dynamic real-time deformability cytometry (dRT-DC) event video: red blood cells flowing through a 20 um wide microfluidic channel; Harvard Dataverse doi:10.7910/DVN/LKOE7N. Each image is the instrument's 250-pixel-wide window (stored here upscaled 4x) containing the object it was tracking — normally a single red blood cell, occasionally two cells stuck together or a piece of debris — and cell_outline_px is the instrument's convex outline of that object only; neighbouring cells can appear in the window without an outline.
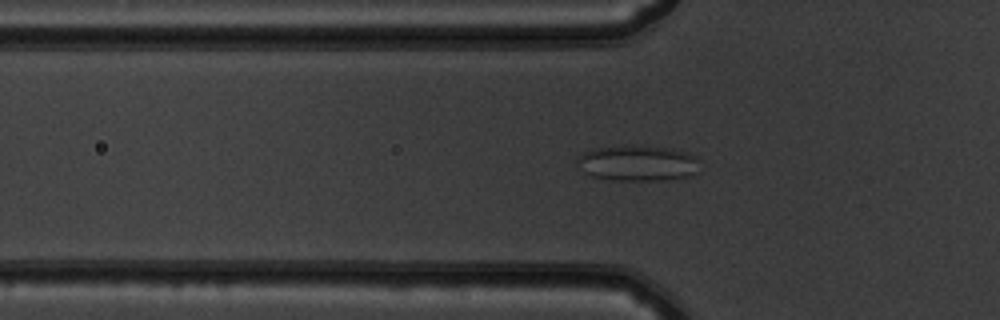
{"species": "common noctule bat (a hibernating species)", "species_latin": "Nyctalus noctula", "temperature_condition": "warm", "stored_images_in_passage": 52, "camera_frame_rate_fps": 3000, "um_per_image_px": 0.085, "animal": {"sex": "male", "body_mass_g": 19.5, "forearm_length_mm": 54.6}, "frame": {"image": 1, "passage_image": 18, "time_ms": 5.667, "image_size_px": [1000, 320], "cell_outline_px": [[700, 172], [688, 176], [664, 180], [612, 180], [592, 176], [584, 172], [576, 164], [576, 160], [584, 152], [592, 148], [628, 144], [632, 144], [672, 148], [688, 152], [696, 156]], "centroid_in_image_um": [54.21, 13.84], "position_along_channel_um": 71.6, "area_um2": 26.07}}
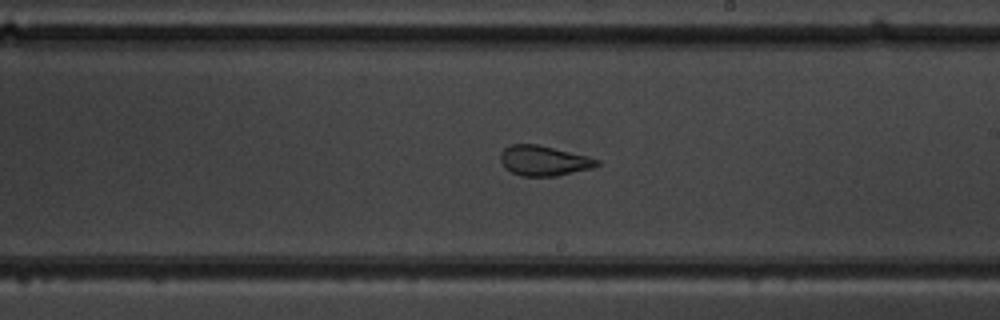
{"frame": {"image": 2, "passage_image": 31, "time_ms": 10.0, "image_size_px": [1000, 320], "cell_outline_px": [[600, 164], [592, 168], [556, 176], [520, 176], [504, 168], [500, 160], [500, 152], [504, 148], [512, 144], [536, 144], [588, 156], [600, 160]], "centroid_in_image_um": [46.2, 13.66], "position_along_channel_um": 242.8, "area_um2": 16.94}}
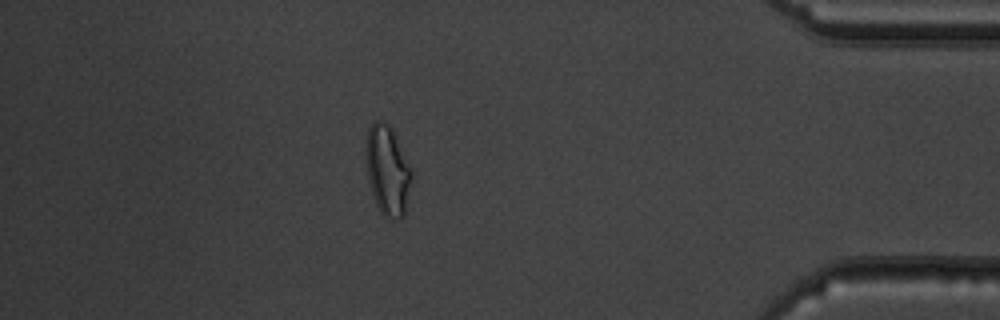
{"frame": {"image": 3, "passage_image": 46, "time_ms": 15.0, "image_size_px": [1000, 320], "cell_outline_px": [[412, 176], [404, 212], [400, 216], [392, 220], [388, 220], [380, 212], [376, 204], [368, 180], [364, 156], [364, 148], [368, 128], [376, 120], [380, 120], [388, 124], [392, 128], [412, 168]], "centroid_in_image_um": [32.91, 14.44], "position_along_channel_um": 402.3, "area_um2": 24.1}, "authors_computed_cell_mechanics": {"area_um2": 23.1778, "velocity_mm_per_s": 3.9452, "shape_relaxation_time_tau1_ms": null, "shape_relaxation_time_tau2_ms": 1.2558, "deformation_change_tau1": null, "deformation_change_tau2": 0.0835}}